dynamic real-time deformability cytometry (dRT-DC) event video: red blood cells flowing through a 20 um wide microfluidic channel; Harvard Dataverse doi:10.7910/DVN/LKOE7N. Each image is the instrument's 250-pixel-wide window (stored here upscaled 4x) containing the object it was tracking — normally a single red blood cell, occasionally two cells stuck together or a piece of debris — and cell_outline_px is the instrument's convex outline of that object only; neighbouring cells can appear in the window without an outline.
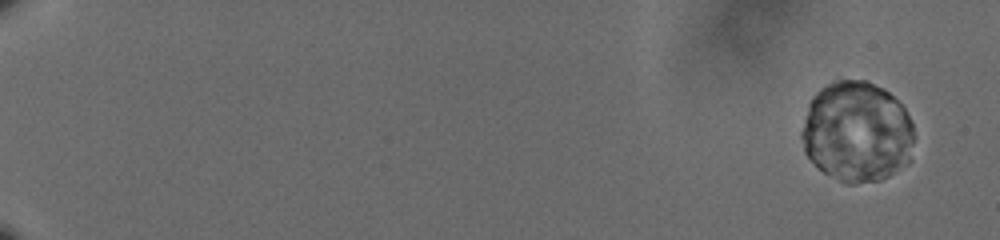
{"species": "human", "species_latin": "Homo sapiens", "temperature_condition": "cold", "stored_images_in_passage": 65, "camera_frame_rate_fps": 3000, "um_per_image_px": 0.085, "donor": {"sex": "male"}, "frame": {"image": 1, "passage_image": 5, "time_ms": 1.333, "image_size_px": [1000, 240], "cell_outline_px": [[912, 140], [908, 164], [888, 176], [880, 180], [856, 184], [848, 184], [824, 172], [804, 152], [800, 136], [800, 132], [808, 104], [812, 96], [820, 88], [836, 80], [864, 80], [884, 88], [904, 108], [912, 124]], "centroid_in_image_um": [72.8, 11.2], "position_along_channel_um": 12.2, "area_um2": 65.95}}
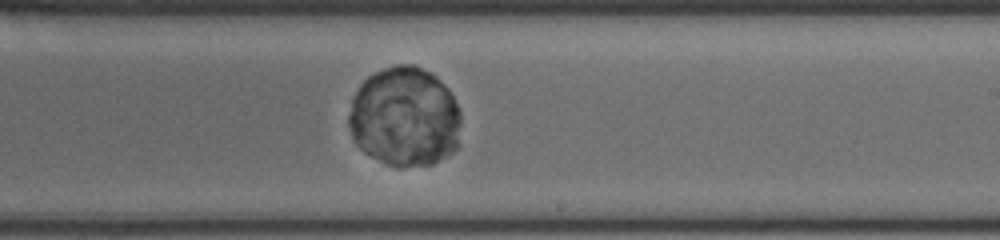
{"frame": {"image": 2, "passage_image": 44, "time_ms": 14.333, "image_size_px": [1000, 240], "cell_outline_px": [[460, 144], [452, 152], [432, 164], [404, 168], [396, 168], [364, 152], [356, 144], [352, 136], [348, 124], [348, 116], [352, 96], [360, 84], [368, 76], [384, 68], [396, 64], [412, 64], [432, 72], [448, 88], [460, 112]], "centroid_in_image_um": [34.4, 9.94], "position_along_channel_um": 254.6, "area_um2": 65.95}}
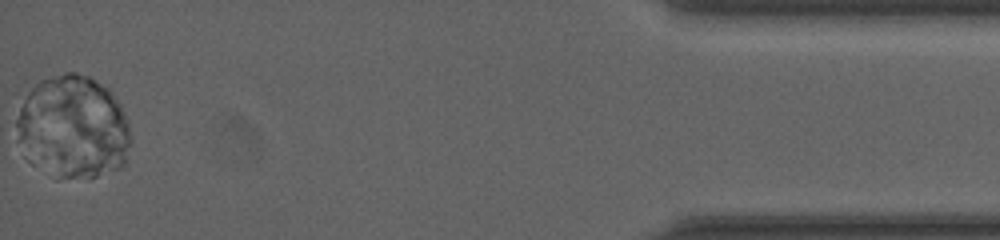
{"frame": {"image": 3, "passage_image": 65, "time_ms": 21.333, "image_size_px": [1000, 240], "cell_outline_px": [[132, 140], [124, 164], [120, 168], [96, 176], [64, 176], [32, 164], [24, 156], [12, 128], [20, 108], [28, 92], [40, 80], [64, 72], [76, 72], [88, 76], [108, 88], [112, 92], [120, 104], [128, 124]], "centroid_in_image_um": [6.19, 10.77], "position_along_channel_um": 429.0, "area_um2": 68.55}}